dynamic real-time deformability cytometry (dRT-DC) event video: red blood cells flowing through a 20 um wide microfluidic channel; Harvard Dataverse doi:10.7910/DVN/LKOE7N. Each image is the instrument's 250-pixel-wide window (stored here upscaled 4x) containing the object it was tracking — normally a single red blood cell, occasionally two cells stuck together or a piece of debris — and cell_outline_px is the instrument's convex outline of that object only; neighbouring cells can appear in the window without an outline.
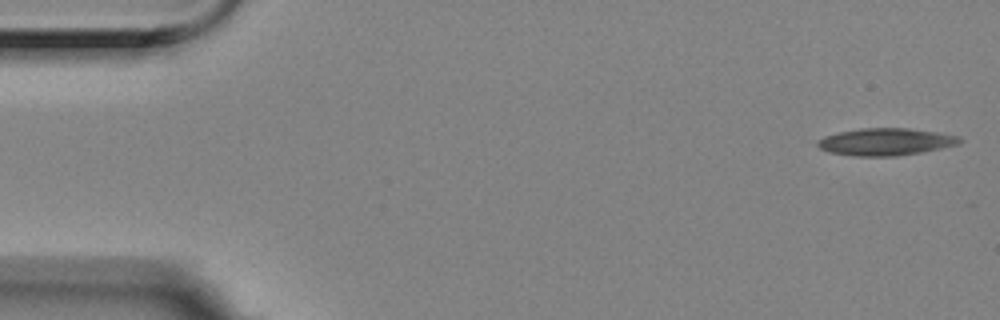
{"species": "Egyptian fruit bat (a non-hibernating species)", "species_latin": "Rousettus aegyptiacus", "temperature_condition": "room temperature", "stored_images_in_passage": 5, "camera_frame_rate_fps": 3000, "um_per_image_px": 0.085, "animal": {"sex": "female"}, "frame": {"image": 1, "passage_image": 1, "time_ms": 0.0, "image_size_px": [1000, 320], "cell_outline_px": [[964, 140], [960, 144], [924, 152], [896, 156], [852, 156], [828, 152], [820, 148], [816, 144], [816, 140], [824, 136], [840, 132], [860, 128], [908, 128], [936, 132], [960, 136]], "centroid_in_image_um": [75.3, 12.06], "position_along_channel_um": 9.7, "area_um2": 22.77}}
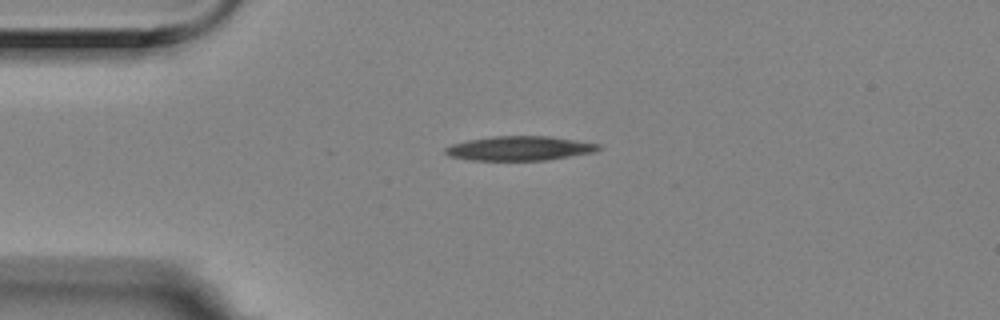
{"frame": {"image": 2, "passage_image": 4, "time_ms": 1.0, "image_size_px": [1000, 320], "cell_outline_px": [[600, 148], [596, 152], [544, 160], [472, 160], [448, 156], [444, 152], [444, 148], [452, 144], [468, 140], [496, 136], [548, 136], [576, 140], [600, 144]], "centroid_in_image_um": [44.16, 12.61], "position_along_channel_um": 40.8, "area_um2": 21.62}}